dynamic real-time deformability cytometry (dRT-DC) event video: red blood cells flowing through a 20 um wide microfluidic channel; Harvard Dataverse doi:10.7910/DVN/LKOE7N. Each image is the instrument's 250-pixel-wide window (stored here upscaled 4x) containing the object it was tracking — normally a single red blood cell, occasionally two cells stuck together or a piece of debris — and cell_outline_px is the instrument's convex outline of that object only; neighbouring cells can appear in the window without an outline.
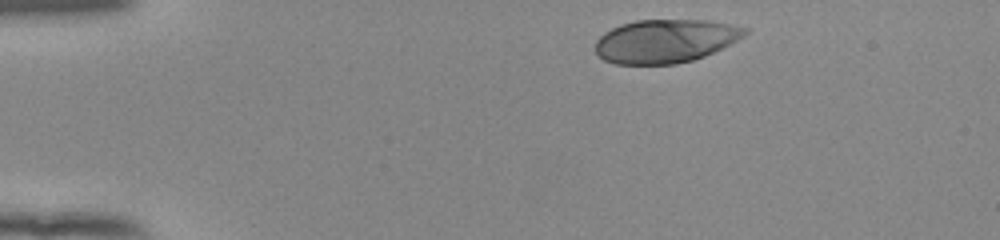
{"species": "human", "species_latin": "Homo sapiens", "temperature_condition": "room temperature", "stored_images_in_passage": 38, "camera_frame_rate_fps": 3000, "um_per_image_px": 0.085, "donor": {"sex": "female"}, "frame": {"image": 1, "passage_image": 1, "time_ms": 0.0, "image_size_px": [1000, 240], "cell_outline_px": [[752, 28], [744, 36], [704, 56], [692, 60], [676, 64], [616, 64], [604, 60], [596, 52], [596, 40], [604, 32], [620, 24], [636, 20], [708, 20], [732, 24]], "centroid_in_image_um": [56.56, 3.47], "position_along_channel_um": 28.4, "area_um2": 37.86}}
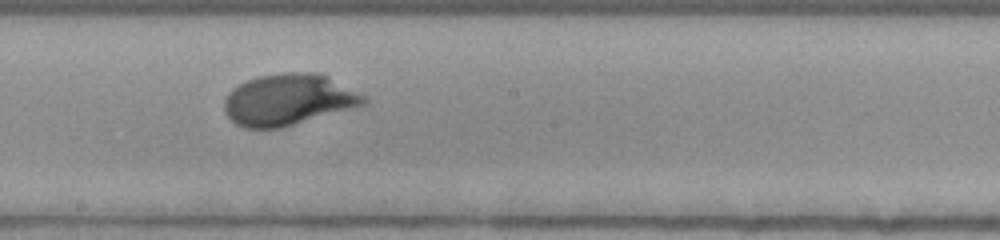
{"frame": {"image": 2, "passage_image": 22, "time_ms": 7.0, "image_size_px": [1000, 240], "cell_outline_px": [[368, 104], [280, 128], [244, 128], [236, 124], [224, 112], [224, 100], [228, 92], [232, 88], [244, 80], [256, 76], [284, 72], [316, 72], [328, 76], [364, 96], [368, 100]], "centroid_in_image_um": [24.48, 8.46], "position_along_channel_um": 223.7, "area_um2": 41.91}}
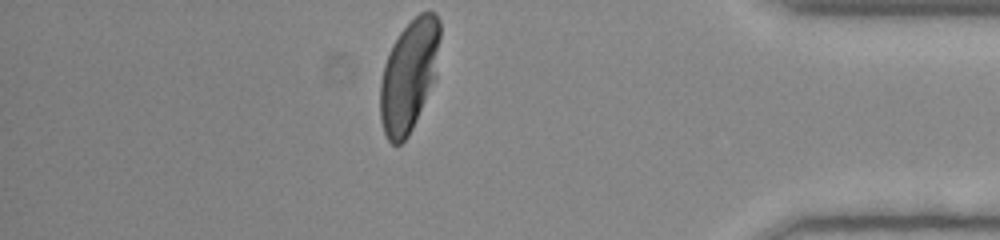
{"frame": {"image": 3, "passage_image": 38, "time_ms": 12.333, "image_size_px": [1000, 240], "cell_outline_px": [[440, 36], [436, 76], [416, 120], [408, 136], [400, 144], [392, 144], [388, 140], [384, 132], [380, 120], [380, 80], [384, 64], [388, 52], [392, 44], [400, 32], [420, 12], [436, 12], [440, 20]], "centroid_in_image_um": [34.75, 6.41], "position_along_channel_um": 400.4, "area_um2": 38.9}, "authors_computed_cell_mechanics": {"area_um2": 40.1132, "velocity_mm_per_s": 3.8894, "shape_relaxation_time_tau1_ms": 3.0859, "shape_relaxation_time_tau2_ms": null, "deformation_change_tau1": 0.2004, "deformation_change_tau2": null}}